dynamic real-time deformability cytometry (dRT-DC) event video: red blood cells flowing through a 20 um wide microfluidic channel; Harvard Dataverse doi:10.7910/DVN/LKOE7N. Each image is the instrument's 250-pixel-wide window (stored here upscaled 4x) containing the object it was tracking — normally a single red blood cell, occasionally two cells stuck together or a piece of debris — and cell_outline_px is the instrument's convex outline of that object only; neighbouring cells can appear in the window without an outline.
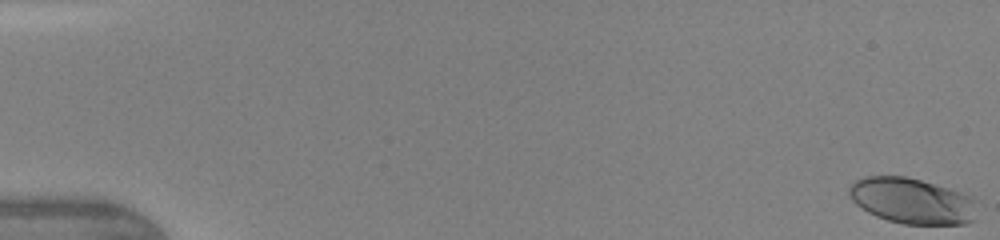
{"species": "human", "species_latin": "Homo sapiens", "temperature_condition": "warm", "stored_images_in_passage": 47, "camera_frame_rate_fps": 3000, "um_per_image_px": 0.085, "donor": {"sex": "female"}, "frame": {"image": 1, "passage_image": 1, "time_ms": 0.0, "image_size_px": [1000, 240], "cell_outline_px": [[976, 220], [964, 224], [904, 224], [888, 220], [876, 216], [868, 212], [856, 204], [852, 200], [848, 192], [848, 188], [852, 180], [864, 176], [904, 176], [920, 180], [948, 188], [972, 196], [976, 200]], "centroid_in_image_um": [77.52, 17.07], "position_along_channel_um": 7.5, "area_um2": 34.39}}
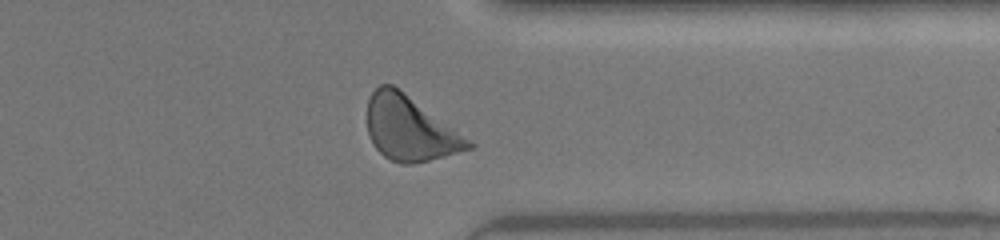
{"frame": {"image": 2, "passage_image": 38, "time_ms": 12.333, "image_size_px": [1000, 240], "cell_outline_px": [[476, 144], [472, 148], [444, 156], [412, 164], [400, 164], [384, 156], [376, 148], [368, 136], [368, 100], [372, 92], [380, 84], [392, 84]], "centroid_in_image_um": [34.81, 10.94], "position_along_channel_um": 376.6, "area_um2": 37.34}}
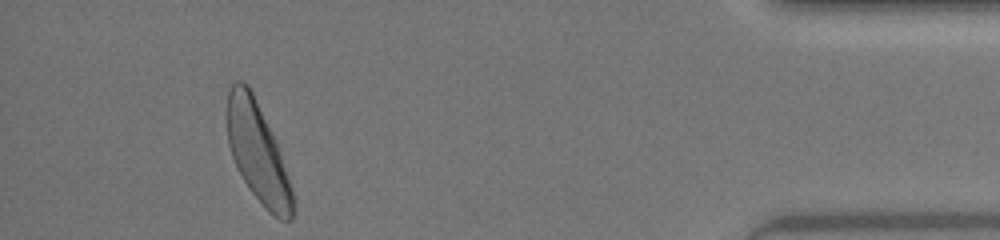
{"frame": {"image": 3, "passage_image": 44, "time_ms": 14.333, "image_size_px": [1000, 240], "cell_outline_px": [[292, 220], [280, 220], [268, 212], [248, 188], [232, 156], [228, 144], [224, 116], [228, 92], [232, 84], [236, 80], [244, 80], [248, 84], [276, 140], [292, 188]], "centroid_in_image_um": [21.85, 12.9], "position_along_channel_um": 413.3, "area_um2": 38.15}, "authors_computed_cell_mechanics": {"area_um2": 36.2984, "velocity_mm_per_s": 4.372, "shape_relaxation_time_tau1_ms": 2.2697, "shape_relaxation_time_tau2_ms": 0.8315, "deformation_change_tau1": 0.1458, "deformation_change_tau2": 0.0545}}